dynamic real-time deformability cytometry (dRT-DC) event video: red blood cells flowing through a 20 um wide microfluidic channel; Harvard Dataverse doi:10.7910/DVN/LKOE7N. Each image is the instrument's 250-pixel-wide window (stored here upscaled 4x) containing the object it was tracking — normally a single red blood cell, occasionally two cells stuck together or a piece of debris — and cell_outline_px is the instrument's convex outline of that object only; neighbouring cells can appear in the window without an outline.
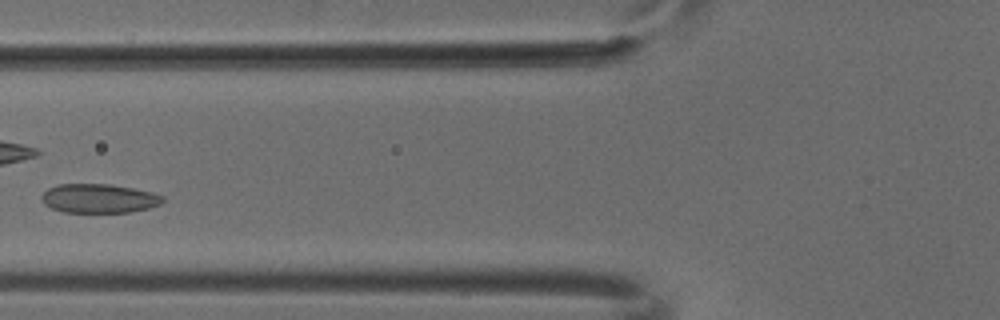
{"species": "common noctule bat (a hibernating species)", "species_latin": "Nyctalus noctula", "temperature_condition": "cold", "stored_images_in_passage": 8, "camera_frame_rate_fps": 3000, "um_per_image_px": 0.085, "animal": {"sex": "male", "body_mass_g": 18.8}, "frame": {"image": 1, "passage_image": 7, "time_ms": 2.0, "image_size_px": [1000, 320], "cell_outline_px": [[164, 200], [160, 204], [148, 208], [132, 212], [64, 212], [52, 208], [44, 204], [40, 200], [40, 196], [48, 188], [60, 184], [108, 184], [132, 188], [152, 192], [164, 196]], "centroid_in_image_um": [8.4, 16.87], "position_along_channel_um": 117.4, "area_um2": 20.52}}
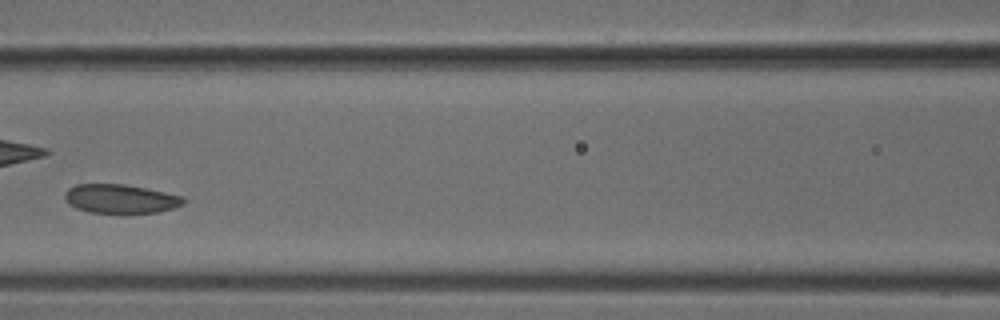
{"frame": {"image": 2, "passage_image": 8, "time_ms": 2.333, "image_size_px": [1000, 320], "cell_outline_px": [[184, 204], [172, 208], [156, 212], [88, 212], [76, 208], [68, 204], [64, 200], [64, 192], [68, 188], [76, 184], [124, 184], [184, 196]], "centroid_in_image_um": [10.18, 16.88], "position_along_channel_um": 156.4, "area_um2": 19.83}}